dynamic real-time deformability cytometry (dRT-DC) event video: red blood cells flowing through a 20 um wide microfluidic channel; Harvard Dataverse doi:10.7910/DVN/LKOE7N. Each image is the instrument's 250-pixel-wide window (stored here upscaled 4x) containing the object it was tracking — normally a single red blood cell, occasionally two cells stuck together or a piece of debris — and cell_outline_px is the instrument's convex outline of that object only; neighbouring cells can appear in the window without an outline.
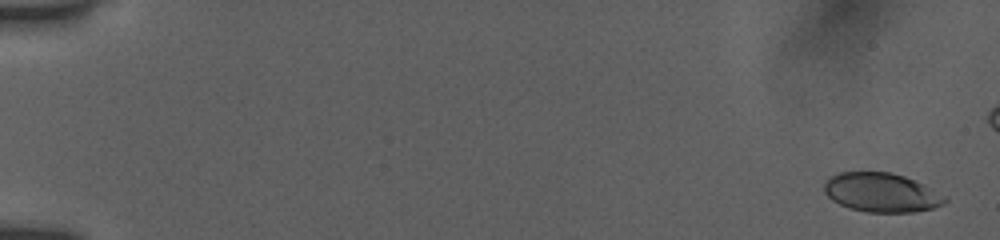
{"species": "human", "species_latin": "Homo sapiens", "temperature_condition": "room temperature", "stored_images_in_passage": 51, "camera_frame_rate_fps": 3000, "um_per_image_px": 0.085, "donor": {"sex": "female"}, "frame": {"image": 1, "passage_image": 2, "time_ms": 0.333, "image_size_px": [1000, 240], "cell_outline_px": [[948, 200], [944, 204], [932, 208], [912, 212], [868, 212], [848, 208], [832, 200], [824, 192], [824, 184], [832, 176], [840, 172], [888, 172], [904, 176], [924, 184], [948, 196]], "centroid_in_image_um": [74.96, 16.37], "position_along_channel_um": 10.0, "area_um2": 27.51}}
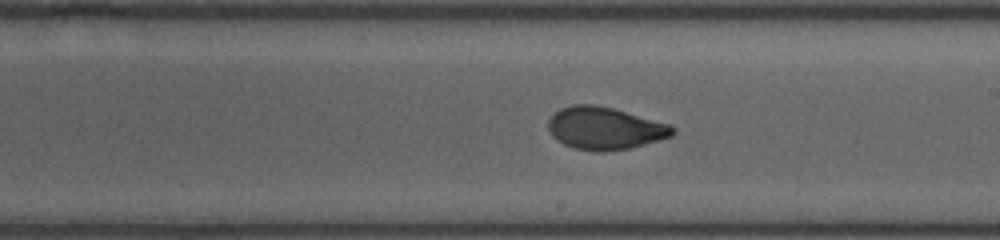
{"frame": {"image": 2, "passage_image": 33, "time_ms": 10.667, "image_size_px": [1000, 240], "cell_outline_px": [[676, 132], [672, 136], [660, 140], [628, 148], [600, 152], [572, 148], [556, 140], [552, 136], [548, 128], [548, 120], [560, 108], [572, 104], [592, 104], [612, 108], [672, 124], [676, 128]], "centroid_in_image_um": [51.43, 10.9], "position_along_channel_um": 237.6, "area_um2": 30.92}}
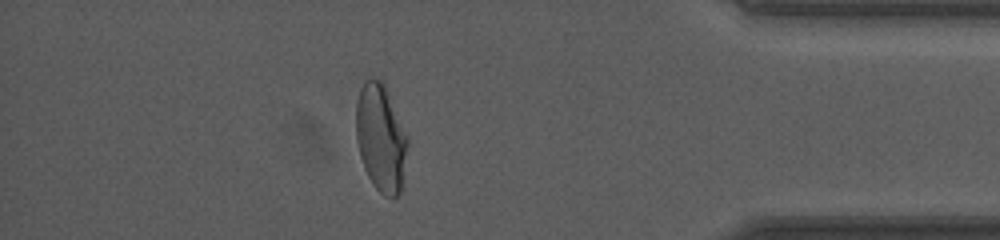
{"frame": {"image": 3, "passage_image": 48, "time_ms": 15.667, "image_size_px": [1000, 240], "cell_outline_px": [[408, 144], [400, 192], [392, 200], [384, 196], [372, 184], [364, 168], [360, 156], [356, 140], [356, 100], [360, 88], [364, 80], [372, 76], [380, 80], [408, 136]], "centroid_in_image_um": [32.34, 11.75], "position_along_channel_um": 402.9, "area_um2": 32.08}}